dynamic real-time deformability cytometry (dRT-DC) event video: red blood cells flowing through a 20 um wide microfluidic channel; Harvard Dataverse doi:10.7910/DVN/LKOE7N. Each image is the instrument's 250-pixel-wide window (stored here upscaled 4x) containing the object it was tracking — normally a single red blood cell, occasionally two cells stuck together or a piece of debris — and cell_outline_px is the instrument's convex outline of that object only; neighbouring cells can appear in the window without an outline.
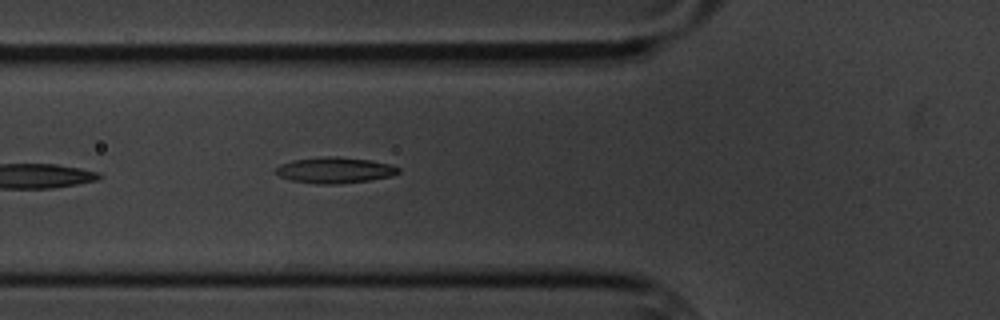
{"species": "common noctule bat (a hibernating species)", "species_latin": "Nyctalus noctula", "temperature_condition": "cold", "stored_images_in_passage": 3, "camera_frame_rate_fps": 3000, "um_per_image_px": 0.085, "animal": {"sex": "male", "body_mass_g": 20.1, "forearm_length_mm": 53.5}, "frame": {"image": 1, "passage_image": 3, "time_ms": 3.333, "image_size_px": [1000, 320], "cell_outline_px": [[400, 172], [392, 176], [368, 180], [340, 184], [316, 184], [292, 180], [280, 176], [276, 172], [276, 168], [280, 164], [292, 160], [324, 156], [336, 156], [372, 160], [392, 164], [400, 168]], "centroid_in_image_um": [28.49, 14.45], "position_along_channel_um": 97.3, "area_um2": 18.67}}